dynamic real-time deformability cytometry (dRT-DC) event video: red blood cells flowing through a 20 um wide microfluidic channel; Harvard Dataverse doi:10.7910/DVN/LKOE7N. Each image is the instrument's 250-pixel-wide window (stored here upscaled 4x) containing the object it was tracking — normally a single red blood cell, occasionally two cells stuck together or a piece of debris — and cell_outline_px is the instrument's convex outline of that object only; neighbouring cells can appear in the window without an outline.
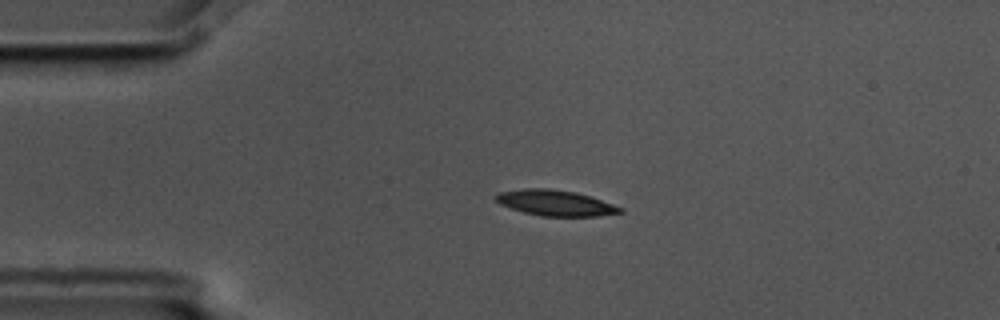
{"species": "common noctule bat (a hibernating species)", "species_latin": "Nyctalus noctula", "temperature_condition": "cold", "stored_images_in_passage": 4, "camera_frame_rate_fps": 3000, "um_per_image_px": 0.085, "animal": {"sex": "male", "body_mass_g": 17.5, "forearm_length_mm": 52.3}, "frame": {"image": 1, "passage_image": 3, "time_ms": 0.667, "image_size_px": [1000, 320], "cell_outline_px": [[624, 212], [600, 216], [540, 216], [524, 212], [500, 204], [492, 196], [500, 192], [524, 188], [552, 188], [576, 192], [592, 196], [624, 208]], "centroid_in_image_um": [47.24, 17.24], "position_along_channel_um": 37.8, "area_um2": 18.84}}